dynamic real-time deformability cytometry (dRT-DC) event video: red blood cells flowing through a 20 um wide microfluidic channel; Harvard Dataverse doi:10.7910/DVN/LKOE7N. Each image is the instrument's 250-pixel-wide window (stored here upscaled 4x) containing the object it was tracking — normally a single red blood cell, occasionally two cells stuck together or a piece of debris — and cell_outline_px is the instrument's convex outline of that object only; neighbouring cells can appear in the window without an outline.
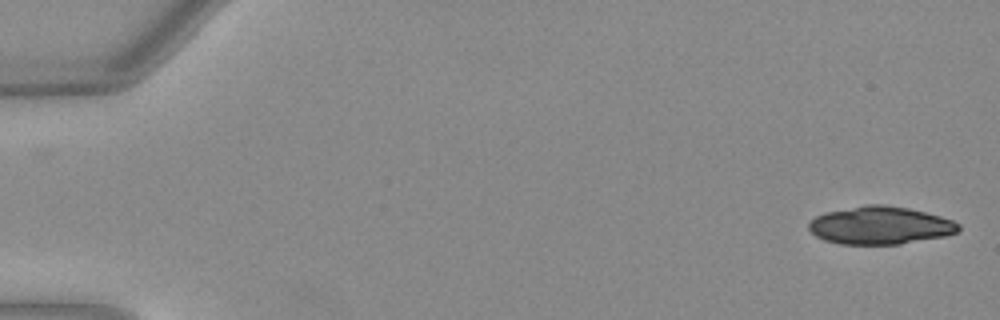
{"species": "Egyptian fruit bat (a non-hibernating species)", "species_latin": "Rousettus aegyptiacus", "temperature_condition": "warm", "stored_images_in_passage": 35, "camera_frame_rate_fps": 3000, "um_per_image_px": 0.085, "animal": {"sex": "female"}, "frame": {"image": 1, "passage_image": 1, "time_ms": 0.0, "image_size_px": [1000, 320], "cell_outline_px": [[960, 232], [944, 236], [900, 244], [840, 244], [824, 240], [816, 236], [808, 228], [808, 224], [816, 216], [824, 212], [868, 204], [884, 204], [908, 208], [940, 216], [952, 220], [960, 224]], "centroid_in_image_um": [74.82, 19.16], "position_along_channel_um": 10.2, "area_um2": 33.0}}
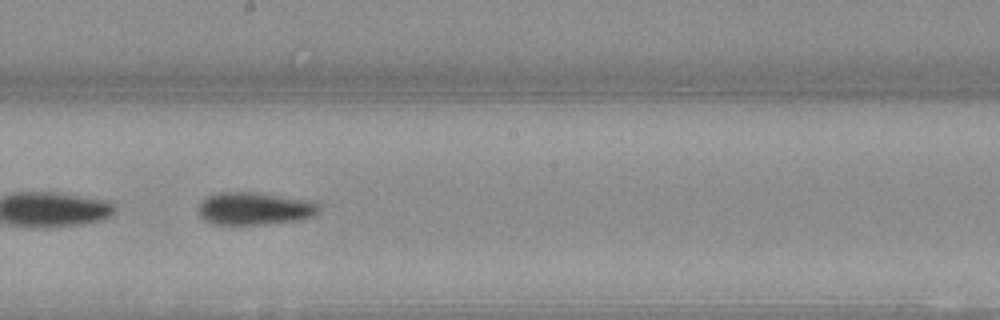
{"frame": {"image": 2, "passage_image": 29, "time_ms": 9.333, "image_size_px": [1000, 320], "cell_outline_px": [[320, 212], [312, 216], [300, 220], [268, 224], [208, 224], [200, 216], [196, 208], [208, 196], [220, 192], [256, 192], [312, 200], [320, 208]], "centroid_in_image_um": [21.64, 17.73], "position_along_channel_um": 226.6, "area_um2": 23.18}}